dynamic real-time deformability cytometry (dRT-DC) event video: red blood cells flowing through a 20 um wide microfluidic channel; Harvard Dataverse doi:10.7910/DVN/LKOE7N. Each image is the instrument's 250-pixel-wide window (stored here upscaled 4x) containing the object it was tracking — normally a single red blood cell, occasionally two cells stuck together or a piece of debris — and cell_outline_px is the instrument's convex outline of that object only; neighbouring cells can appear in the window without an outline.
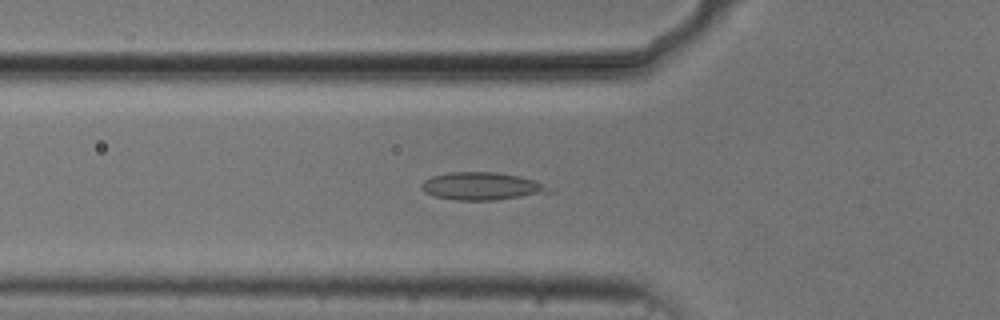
{"species": "common noctule bat (a hibernating species)", "species_latin": "Nyctalus noctula", "temperature_condition": "cold", "stored_images_in_passage": 46, "camera_frame_rate_fps": 3000, "um_per_image_px": 0.085, "animal": {"sex": "male", "body_mass_g": 20.5, "forearm_length_mm": 52.5}, "frame": {"image": 1, "passage_image": 11, "time_ms": 3.333, "image_size_px": [1000, 320], "cell_outline_px": [[556, 192], [496, 200], [456, 200], [436, 196], [424, 192], [420, 188], [420, 184], [424, 180], [432, 176], [448, 172], [496, 172], [520, 176], [536, 180], [556, 188]], "centroid_in_image_um": [41.04, 15.82], "position_along_channel_um": 84.8, "area_um2": 21.04}}
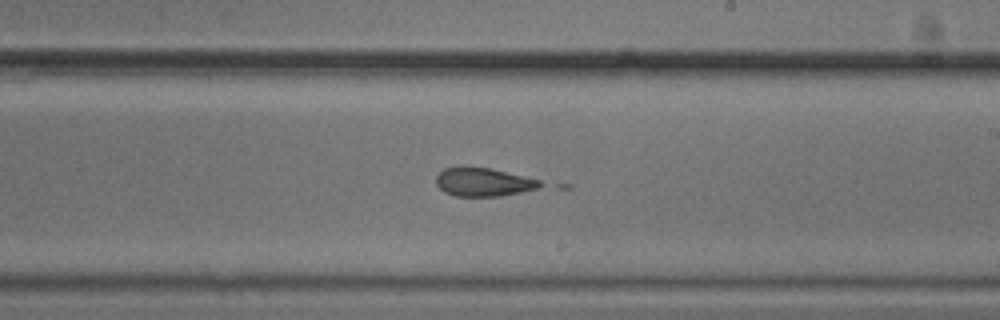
{"frame": {"image": 2, "passage_image": 24, "time_ms": 7.667, "image_size_px": [1000, 320], "cell_outline_px": [[548, 184], [540, 188], [500, 196], [456, 196], [444, 192], [436, 184], [436, 176], [444, 168], [460, 164], [488, 168], [540, 180]], "centroid_in_image_um": [41.07, 15.45], "position_along_channel_um": 247.9, "area_um2": 17.63}}
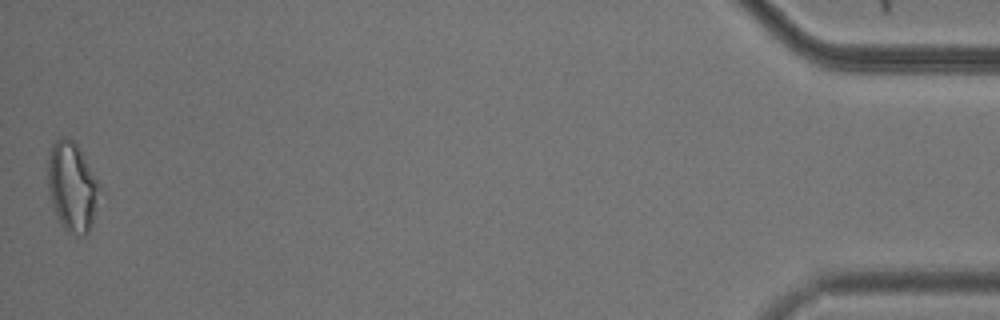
{"frame": {"image": 3, "passage_image": 46, "time_ms": 15.0, "image_size_px": [1000, 320], "cell_outline_px": [[104, 192], [92, 224], [88, 232], [84, 236], [76, 236], [68, 232], [60, 224], [52, 204], [48, 188], [48, 152], [52, 144], [60, 136], [68, 136], [80, 148], [100, 184]], "centroid_in_image_um": [6.18, 15.88], "position_along_channel_um": 429.0, "area_um2": 27.8}}